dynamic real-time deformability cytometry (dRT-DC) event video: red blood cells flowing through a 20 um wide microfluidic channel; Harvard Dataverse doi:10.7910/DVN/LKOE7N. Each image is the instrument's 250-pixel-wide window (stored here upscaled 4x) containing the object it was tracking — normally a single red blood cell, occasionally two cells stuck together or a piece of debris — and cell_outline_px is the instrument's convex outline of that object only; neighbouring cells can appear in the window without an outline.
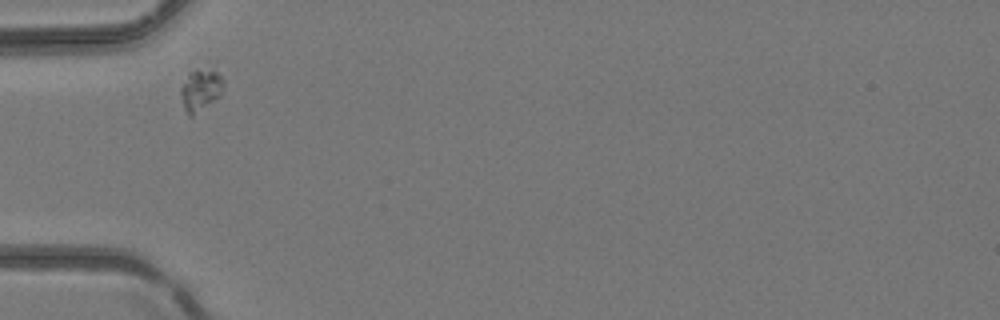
{"species": "common noctule bat (a hibernating species)", "species_latin": "Nyctalus noctula", "temperature_condition": "room temperature", "stored_images_in_passage": 2, "camera_frame_rate_fps": 3000, "um_per_image_px": 0.085, "animal": {"sex": "female", "body_mass_g": 24.6, "forearm_length_mm": 56.2}, "frame": {"image": 1, "passage_image": 1, "time_ms": 0.0, "image_size_px": [1000, 320], "cell_outline_px": [[224, 84], [220, 96], [192, 116], [188, 116], [184, 108], [180, 96], [180, 88], [188, 72], [196, 68], [212, 68], [224, 80]], "centroid_in_image_um": [17.03, 7.6], "position_along_channel_um": 68.0, "area_um2": 10.64}}
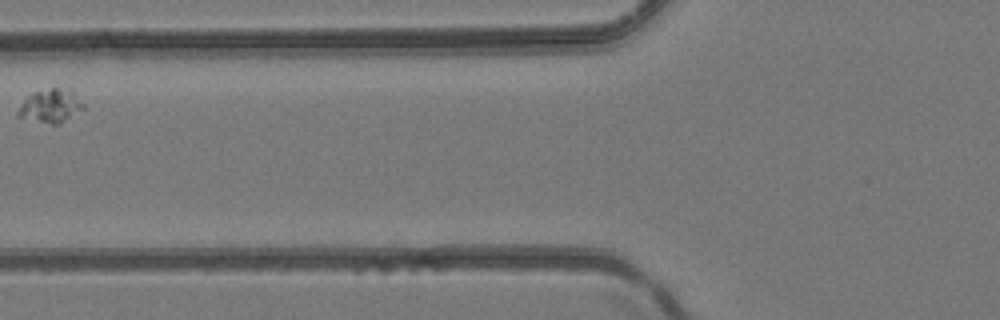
{"frame": {"image": 2, "passage_image": 2, "time_ms": 0.333, "image_size_px": [1000, 320], "cell_outline_px": [[84, 108], [60, 124], [52, 124], [16, 116], [16, 112], [20, 104], [32, 92], [52, 88], [72, 88], [84, 104]], "centroid_in_image_um": [4.31, 8.98], "position_along_channel_um": 121.5, "area_um2": 12.83}}